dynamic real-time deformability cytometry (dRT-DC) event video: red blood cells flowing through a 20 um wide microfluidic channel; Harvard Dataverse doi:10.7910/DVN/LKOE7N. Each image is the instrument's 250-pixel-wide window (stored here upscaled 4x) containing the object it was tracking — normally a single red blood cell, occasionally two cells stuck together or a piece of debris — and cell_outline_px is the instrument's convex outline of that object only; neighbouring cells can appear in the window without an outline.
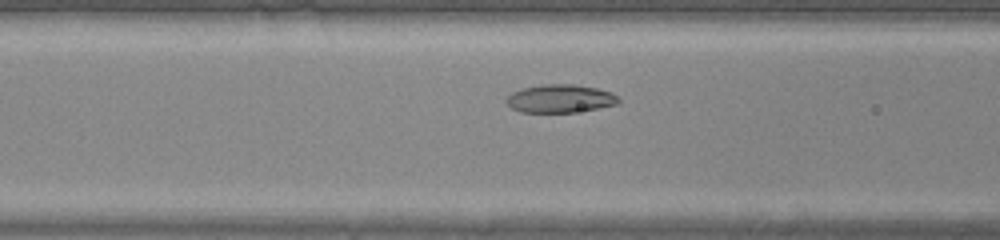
{"species": "common noctule bat (a hibernating species)", "species_latin": "Nyctalus noctula", "temperature_condition": "warm", "stored_images_in_passage": 40, "camera_frame_rate_fps": 3000, "um_per_image_px": 0.085, "animal": {"sex": "male", "body_mass_g": 20.0, "forearm_length_mm": 53.3}, "frame": {"image": 1, "passage_image": 12, "time_ms": 3.667, "image_size_px": [1000, 240], "cell_outline_px": [[620, 104], [572, 112], [520, 112], [512, 108], [504, 100], [512, 92], [520, 88], [544, 84], [576, 84], [596, 88], [612, 92], [620, 100]], "centroid_in_image_um": [47.6, 8.37], "position_along_channel_um": 119.0, "area_um2": 18.44}}
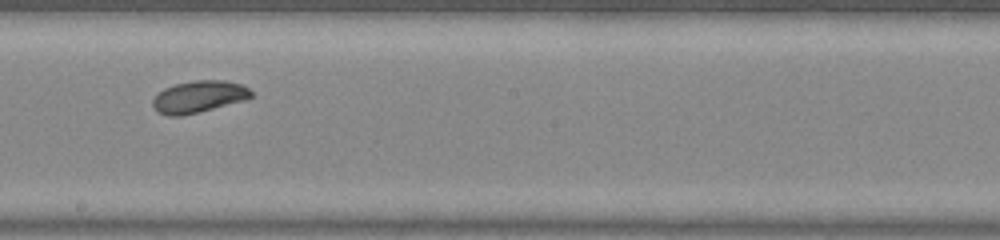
{"frame": {"image": 2, "passage_image": 20, "time_ms": 6.333, "image_size_px": [1000, 240], "cell_outline_px": [[252, 96], [248, 100], [180, 116], [168, 116], [156, 112], [152, 108], [152, 100], [164, 88], [176, 84], [192, 80], [224, 80], [240, 84], [248, 88], [252, 92]], "centroid_in_image_um": [16.89, 8.22], "position_along_channel_um": 231.3, "area_um2": 18.38}}
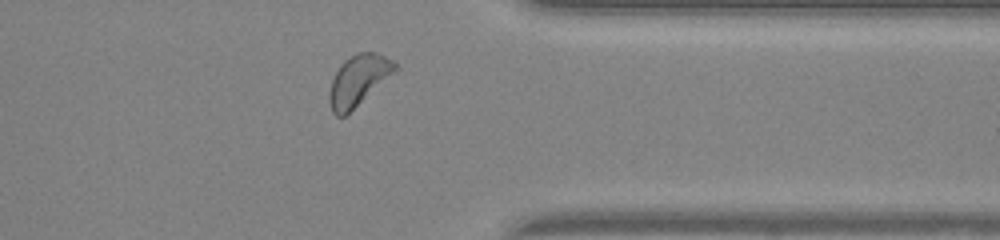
{"frame": {"image": 3, "passage_image": 31, "time_ms": 10.0, "image_size_px": [1000, 240], "cell_outline_px": [[400, 68], [344, 116], [336, 116], [332, 112], [328, 104], [328, 92], [332, 80], [340, 64], [344, 60], [356, 52], [376, 52], [392, 60]], "centroid_in_image_um": [30.44, 6.81], "position_along_channel_um": 381.0, "area_um2": 19.36}, "authors_computed_cell_mechanics": {"area_um2": 18.7561, "velocity_mm_per_s": 4.2221, "shape_relaxation_time_tau1_ms": 5.7194, "shape_relaxation_time_tau2_ms": null, "deformation_change_tau1": 0.1877, "deformation_change_tau2": null}}